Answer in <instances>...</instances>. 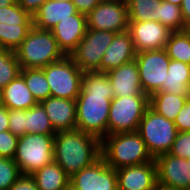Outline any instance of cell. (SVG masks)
I'll return each mask as SVG.
<instances>
[{"instance_id":"obj_12","label":"cell","mask_w":190,"mask_h":190,"mask_svg":"<svg viewBox=\"0 0 190 190\" xmlns=\"http://www.w3.org/2000/svg\"><path fill=\"white\" fill-rule=\"evenodd\" d=\"M158 188L190 190V165L186 158L164 153L155 158Z\"/></svg>"},{"instance_id":"obj_17","label":"cell","mask_w":190,"mask_h":190,"mask_svg":"<svg viewBox=\"0 0 190 190\" xmlns=\"http://www.w3.org/2000/svg\"><path fill=\"white\" fill-rule=\"evenodd\" d=\"M114 97L148 96L142 91L139 69L135 59L108 71Z\"/></svg>"},{"instance_id":"obj_46","label":"cell","mask_w":190,"mask_h":190,"mask_svg":"<svg viewBox=\"0 0 190 190\" xmlns=\"http://www.w3.org/2000/svg\"><path fill=\"white\" fill-rule=\"evenodd\" d=\"M2 89L0 88V105L2 104V94H1Z\"/></svg>"},{"instance_id":"obj_51","label":"cell","mask_w":190,"mask_h":190,"mask_svg":"<svg viewBox=\"0 0 190 190\" xmlns=\"http://www.w3.org/2000/svg\"><path fill=\"white\" fill-rule=\"evenodd\" d=\"M55 1H58V0H55ZM60 1H72L73 2V0H60Z\"/></svg>"},{"instance_id":"obj_43","label":"cell","mask_w":190,"mask_h":190,"mask_svg":"<svg viewBox=\"0 0 190 190\" xmlns=\"http://www.w3.org/2000/svg\"><path fill=\"white\" fill-rule=\"evenodd\" d=\"M17 0H0V7L13 5Z\"/></svg>"},{"instance_id":"obj_37","label":"cell","mask_w":190,"mask_h":190,"mask_svg":"<svg viewBox=\"0 0 190 190\" xmlns=\"http://www.w3.org/2000/svg\"><path fill=\"white\" fill-rule=\"evenodd\" d=\"M174 123L178 132L190 131V100L189 99H187L184 106L178 113Z\"/></svg>"},{"instance_id":"obj_10","label":"cell","mask_w":190,"mask_h":190,"mask_svg":"<svg viewBox=\"0 0 190 190\" xmlns=\"http://www.w3.org/2000/svg\"><path fill=\"white\" fill-rule=\"evenodd\" d=\"M142 91L148 96L159 91L165 82L170 58L165 49L136 53Z\"/></svg>"},{"instance_id":"obj_21","label":"cell","mask_w":190,"mask_h":190,"mask_svg":"<svg viewBox=\"0 0 190 190\" xmlns=\"http://www.w3.org/2000/svg\"><path fill=\"white\" fill-rule=\"evenodd\" d=\"M2 104L9 110H25L37 104L24 78L19 74L7 86L2 88Z\"/></svg>"},{"instance_id":"obj_5","label":"cell","mask_w":190,"mask_h":190,"mask_svg":"<svg viewBox=\"0 0 190 190\" xmlns=\"http://www.w3.org/2000/svg\"><path fill=\"white\" fill-rule=\"evenodd\" d=\"M55 135L25 134L20 136L13 160L22 175H32L54 161Z\"/></svg>"},{"instance_id":"obj_24","label":"cell","mask_w":190,"mask_h":190,"mask_svg":"<svg viewBox=\"0 0 190 190\" xmlns=\"http://www.w3.org/2000/svg\"><path fill=\"white\" fill-rule=\"evenodd\" d=\"M39 190H65L70 184V177L53 161L31 175Z\"/></svg>"},{"instance_id":"obj_1","label":"cell","mask_w":190,"mask_h":190,"mask_svg":"<svg viewBox=\"0 0 190 190\" xmlns=\"http://www.w3.org/2000/svg\"><path fill=\"white\" fill-rule=\"evenodd\" d=\"M114 90L106 73L84 72L76 99V128L102 140L108 135V117Z\"/></svg>"},{"instance_id":"obj_11","label":"cell","mask_w":190,"mask_h":190,"mask_svg":"<svg viewBox=\"0 0 190 190\" xmlns=\"http://www.w3.org/2000/svg\"><path fill=\"white\" fill-rule=\"evenodd\" d=\"M126 0H102L88 15L87 29L121 33L128 30Z\"/></svg>"},{"instance_id":"obj_26","label":"cell","mask_w":190,"mask_h":190,"mask_svg":"<svg viewBox=\"0 0 190 190\" xmlns=\"http://www.w3.org/2000/svg\"><path fill=\"white\" fill-rule=\"evenodd\" d=\"M26 134L55 135L51 121L47 117L45 108L37 103L29 109H25Z\"/></svg>"},{"instance_id":"obj_49","label":"cell","mask_w":190,"mask_h":190,"mask_svg":"<svg viewBox=\"0 0 190 190\" xmlns=\"http://www.w3.org/2000/svg\"><path fill=\"white\" fill-rule=\"evenodd\" d=\"M157 190H169V189H165V188H157Z\"/></svg>"},{"instance_id":"obj_33","label":"cell","mask_w":190,"mask_h":190,"mask_svg":"<svg viewBox=\"0 0 190 190\" xmlns=\"http://www.w3.org/2000/svg\"><path fill=\"white\" fill-rule=\"evenodd\" d=\"M21 175L13 159L0 157V190H8Z\"/></svg>"},{"instance_id":"obj_7","label":"cell","mask_w":190,"mask_h":190,"mask_svg":"<svg viewBox=\"0 0 190 190\" xmlns=\"http://www.w3.org/2000/svg\"><path fill=\"white\" fill-rule=\"evenodd\" d=\"M149 107V96L114 97L108 117V135L136 132Z\"/></svg>"},{"instance_id":"obj_35","label":"cell","mask_w":190,"mask_h":190,"mask_svg":"<svg viewBox=\"0 0 190 190\" xmlns=\"http://www.w3.org/2000/svg\"><path fill=\"white\" fill-rule=\"evenodd\" d=\"M169 154L180 157H190V131L178 132Z\"/></svg>"},{"instance_id":"obj_27","label":"cell","mask_w":190,"mask_h":190,"mask_svg":"<svg viewBox=\"0 0 190 190\" xmlns=\"http://www.w3.org/2000/svg\"><path fill=\"white\" fill-rule=\"evenodd\" d=\"M20 75L24 78L37 103H41L51 96L50 88L42 68L21 69Z\"/></svg>"},{"instance_id":"obj_30","label":"cell","mask_w":190,"mask_h":190,"mask_svg":"<svg viewBox=\"0 0 190 190\" xmlns=\"http://www.w3.org/2000/svg\"><path fill=\"white\" fill-rule=\"evenodd\" d=\"M158 22L172 32L185 30L181 7L170 2L162 1L159 5Z\"/></svg>"},{"instance_id":"obj_36","label":"cell","mask_w":190,"mask_h":190,"mask_svg":"<svg viewBox=\"0 0 190 190\" xmlns=\"http://www.w3.org/2000/svg\"><path fill=\"white\" fill-rule=\"evenodd\" d=\"M19 137L9 130L0 132V157L13 159Z\"/></svg>"},{"instance_id":"obj_3","label":"cell","mask_w":190,"mask_h":190,"mask_svg":"<svg viewBox=\"0 0 190 190\" xmlns=\"http://www.w3.org/2000/svg\"><path fill=\"white\" fill-rule=\"evenodd\" d=\"M101 157L116 170L154 160L137 131L105 136L101 140Z\"/></svg>"},{"instance_id":"obj_34","label":"cell","mask_w":190,"mask_h":190,"mask_svg":"<svg viewBox=\"0 0 190 190\" xmlns=\"http://www.w3.org/2000/svg\"><path fill=\"white\" fill-rule=\"evenodd\" d=\"M9 131L18 137L26 134V115L25 110L8 109Z\"/></svg>"},{"instance_id":"obj_45","label":"cell","mask_w":190,"mask_h":190,"mask_svg":"<svg viewBox=\"0 0 190 190\" xmlns=\"http://www.w3.org/2000/svg\"><path fill=\"white\" fill-rule=\"evenodd\" d=\"M65 190H78V189H76L74 186H72L71 184H69V185L65 188Z\"/></svg>"},{"instance_id":"obj_38","label":"cell","mask_w":190,"mask_h":190,"mask_svg":"<svg viewBox=\"0 0 190 190\" xmlns=\"http://www.w3.org/2000/svg\"><path fill=\"white\" fill-rule=\"evenodd\" d=\"M8 190H39L31 175H21Z\"/></svg>"},{"instance_id":"obj_9","label":"cell","mask_w":190,"mask_h":190,"mask_svg":"<svg viewBox=\"0 0 190 190\" xmlns=\"http://www.w3.org/2000/svg\"><path fill=\"white\" fill-rule=\"evenodd\" d=\"M115 34L108 31L87 29L85 36L69 56L83 72H99L102 58Z\"/></svg>"},{"instance_id":"obj_15","label":"cell","mask_w":190,"mask_h":190,"mask_svg":"<svg viewBox=\"0 0 190 190\" xmlns=\"http://www.w3.org/2000/svg\"><path fill=\"white\" fill-rule=\"evenodd\" d=\"M117 190H157V166L155 159L140 165L116 170Z\"/></svg>"},{"instance_id":"obj_14","label":"cell","mask_w":190,"mask_h":190,"mask_svg":"<svg viewBox=\"0 0 190 190\" xmlns=\"http://www.w3.org/2000/svg\"><path fill=\"white\" fill-rule=\"evenodd\" d=\"M128 31L131 33L136 53L164 49L172 33L160 22L153 20L129 21Z\"/></svg>"},{"instance_id":"obj_44","label":"cell","mask_w":190,"mask_h":190,"mask_svg":"<svg viewBox=\"0 0 190 190\" xmlns=\"http://www.w3.org/2000/svg\"><path fill=\"white\" fill-rule=\"evenodd\" d=\"M162 1H166V2H170L172 4H176L178 6H181L183 0H162Z\"/></svg>"},{"instance_id":"obj_39","label":"cell","mask_w":190,"mask_h":190,"mask_svg":"<svg viewBox=\"0 0 190 190\" xmlns=\"http://www.w3.org/2000/svg\"><path fill=\"white\" fill-rule=\"evenodd\" d=\"M102 0H73L79 13L88 15Z\"/></svg>"},{"instance_id":"obj_6","label":"cell","mask_w":190,"mask_h":190,"mask_svg":"<svg viewBox=\"0 0 190 190\" xmlns=\"http://www.w3.org/2000/svg\"><path fill=\"white\" fill-rule=\"evenodd\" d=\"M137 132L154 159L170 151L178 133L173 121L166 119L150 107L146 109Z\"/></svg>"},{"instance_id":"obj_47","label":"cell","mask_w":190,"mask_h":190,"mask_svg":"<svg viewBox=\"0 0 190 190\" xmlns=\"http://www.w3.org/2000/svg\"><path fill=\"white\" fill-rule=\"evenodd\" d=\"M4 50L3 46L0 43V52H2Z\"/></svg>"},{"instance_id":"obj_22","label":"cell","mask_w":190,"mask_h":190,"mask_svg":"<svg viewBox=\"0 0 190 190\" xmlns=\"http://www.w3.org/2000/svg\"><path fill=\"white\" fill-rule=\"evenodd\" d=\"M190 88V65L170 59L168 73L159 91L177 95H188Z\"/></svg>"},{"instance_id":"obj_23","label":"cell","mask_w":190,"mask_h":190,"mask_svg":"<svg viewBox=\"0 0 190 190\" xmlns=\"http://www.w3.org/2000/svg\"><path fill=\"white\" fill-rule=\"evenodd\" d=\"M188 99V95H177L157 91L149 96V107L170 121H175Z\"/></svg>"},{"instance_id":"obj_42","label":"cell","mask_w":190,"mask_h":190,"mask_svg":"<svg viewBox=\"0 0 190 190\" xmlns=\"http://www.w3.org/2000/svg\"><path fill=\"white\" fill-rule=\"evenodd\" d=\"M182 16L185 23V30L190 28V0H183L181 4Z\"/></svg>"},{"instance_id":"obj_48","label":"cell","mask_w":190,"mask_h":190,"mask_svg":"<svg viewBox=\"0 0 190 190\" xmlns=\"http://www.w3.org/2000/svg\"><path fill=\"white\" fill-rule=\"evenodd\" d=\"M188 165H190V157L186 158Z\"/></svg>"},{"instance_id":"obj_50","label":"cell","mask_w":190,"mask_h":190,"mask_svg":"<svg viewBox=\"0 0 190 190\" xmlns=\"http://www.w3.org/2000/svg\"><path fill=\"white\" fill-rule=\"evenodd\" d=\"M188 99L190 100V88H189V92H188Z\"/></svg>"},{"instance_id":"obj_19","label":"cell","mask_w":190,"mask_h":190,"mask_svg":"<svg viewBox=\"0 0 190 190\" xmlns=\"http://www.w3.org/2000/svg\"><path fill=\"white\" fill-rule=\"evenodd\" d=\"M41 104L55 132L76 129V100L50 96Z\"/></svg>"},{"instance_id":"obj_29","label":"cell","mask_w":190,"mask_h":190,"mask_svg":"<svg viewBox=\"0 0 190 190\" xmlns=\"http://www.w3.org/2000/svg\"><path fill=\"white\" fill-rule=\"evenodd\" d=\"M32 26L0 23V43L3 48L15 51L26 38Z\"/></svg>"},{"instance_id":"obj_2","label":"cell","mask_w":190,"mask_h":190,"mask_svg":"<svg viewBox=\"0 0 190 190\" xmlns=\"http://www.w3.org/2000/svg\"><path fill=\"white\" fill-rule=\"evenodd\" d=\"M54 161L71 178L101 157V140L79 129L56 132Z\"/></svg>"},{"instance_id":"obj_41","label":"cell","mask_w":190,"mask_h":190,"mask_svg":"<svg viewBox=\"0 0 190 190\" xmlns=\"http://www.w3.org/2000/svg\"><path fill=\"white\" fill-rule=\"evenodd\" d=\"M9 130L8 108L3 104L0 105V132Z\"/></svg>"},{"instance_id":"obj_8","label":"cell","mask_w":190,"mask_h":190,"mask_svg":"<svg viewBox=\"0 0 190 190\" xmlns=\"http://www.w3.org/2000/svg\"><path fill=\"white\" fill-rule=\"evenodd\" d=\"M51 96L76 100L81 91L83 71L69 55L42 68Z\"/></svg>"},{"instance_id":"obj_18","label":"cell","mask_w":190,"mask_h":190,"mask_svg":"<svg viewBox=\"0 0 190 190\" xmlns=\"http://www.w3.org/2000/svg\"><path fill=\"white\" fill-rule=\"evenodd\" d=\"M135 57L136 51L131 33L128 30L116 33L112 43L108 46L102 58L99 72L107 73L122 64L133 61Z\"/></svg>"},{"instance_id":"obj_31","label":"cell","mask_w":190,"mask_h":190,"mask_svg":"<svg viewBox=\"0 0 190 190\" xmlns=\"http://www.w3.org/2000/svg\"><path fill=\"white\" fill-rule=\"evenodd\" d=\"M21 71L15 51L3 50L0 52V88H4L13 81Z\"/></svg>"},{"instance_id":"obj_25","label":"cell","mask_w":190,"mask_h":190,"mask_svg":"<svg viewBox=\"0 0 190 190\" xmlns=\"http://www.w3.org/2000/svg\"><path fill=\"white\" fill-rule=\"evenodd\" d=\"M164 49L170 59L190 65V28L172 32Z\"/></svg>"},{"instance_id":"obj_13","label":"cell","mask_w":190,"mask_h":190,"mask_svg":"<svg viewBox=\"0 0 190 190\" xmlns=\"http://www.w3.org/2000/svg\"><path fill=\"white\" fill-rule=\"evenodd\" d=\"M70 184L78 190H117L116 169L102 157L70 178Z\"/></svg>"},{"instance_id":"obj_20","label":"cell","mask_w":190,"mask_h":190,"mask_svg":"<svg viewBox=\"0 0 190 190\" xmlns=\"http://www.w3.org/2000/svg\"><path fill=\"white\" fill-rule=\"evenodd\" d=\"M78 11L72 1L47 0L32 16L33 26L52 30L61 20L71 18Z\"/></svg>"},{"instance_id":"obj_28","label":"cell","mask_w":190,"mask_h":190,"mask_svg":"<svg viewBox=\"0 0 190 190\" xmlns=\"http://www.w3.org/2000/svg\"><path fill=\"white\" fill-rule=\"evenodd\" d=\"M129 21H158L162 0H126Z\"/></svg>"},{"instance_id":"obj_4","label":"cell","mask_w":190,"mask_h":190,"mask_svg":"<svg viewBox=\"0 0 190 190\" xmlns=\"http://www.w3.org/2000/svg\"><path fill=\"white\" fill-rule=\"evenodd\" d=\"M15 54L21 69L44 68L65 56L51 30H43L34 26L15 50Z\"/></svg>"},{"instance_id":"obj_40","label":"cell","mask_w":190,"mask_h":190,"mask_svg":"<svg viewBox=\"0 0 190 190\" xmlns=\"http://www.w3.org/2000/svg\"><path fill=\"white\" fill-rule=\"evenodd\" d=\"M46 1L47 0H17V3L25 12L33 16Z\"/></svg>"},{"instance_id":"obj_32","label":"cell","mask_w":190,"mask_h":190,"mask_svg":"<svg viewBox=\"0 0 190 190\" xmlns=\"http://www.w3.org/2000/svg\"><path fill=\"white\" fill-rule=\"evenodd\" d=\"M0 23L33 25L32 16L25 12L17 1L13 5L0 7Z\"/></svg>"},{"instance_id":"obj_16","label":"cell","mask_w":190,"mask_h":190,"mask_svg":"<svg viewBox=\"0 0 190 190\" xmlns=\"http://www.w3.org/2000/svg\"><path fill=\"white\" fill-rule=\"evenodd\" d=\"M86 30L87 15L77 12L71 15V18L61 20L52 28L51 32L63 53L70 55L85 36Z\"/></svg>"}]
</instances>
